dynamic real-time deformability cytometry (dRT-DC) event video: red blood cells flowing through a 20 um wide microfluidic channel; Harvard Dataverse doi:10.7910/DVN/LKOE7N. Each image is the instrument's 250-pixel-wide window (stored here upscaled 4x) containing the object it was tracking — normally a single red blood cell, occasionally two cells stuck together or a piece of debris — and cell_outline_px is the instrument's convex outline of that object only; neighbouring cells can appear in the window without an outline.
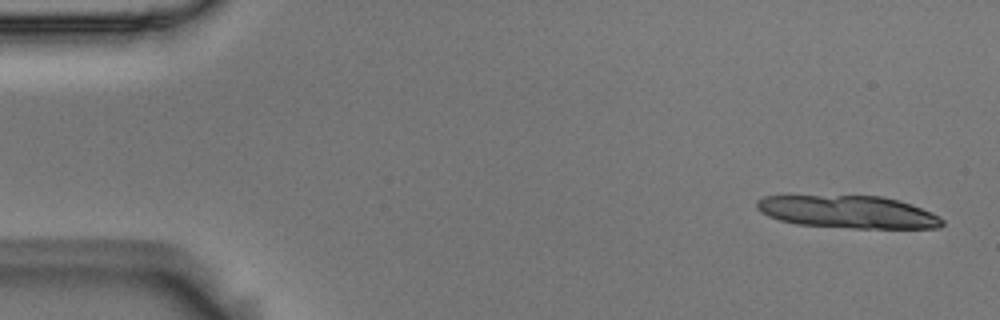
{"species": "Egyptian fruit bat (a non-hibernating species)", "species_latin": "Rousettus aegyptiacus", "temperature_condition": "room temperature", "stored_images_in_passage": 13, "camera_frame_rate_fps": 3000, "um_per_image_px": 0.085, "animal": {"sex": "male"}, "frame": {"image": 1, "passage_image": 1, "time_ms": 0.0, "image_size_px": [1000, 320], "cell_outline_px": [[944, 224], [940, 228], [852, 228], [796, 224], [780, 220], [768, 216], [760, 212], [756, 208], [756, 200], [764, 196], [884, 196], [932, 212], [940, 216], [944, 220]], "centroid_in_image_um": [72.08, 18.02], "position_along_channel_um": 12.9, "area_um2": 35.14}}